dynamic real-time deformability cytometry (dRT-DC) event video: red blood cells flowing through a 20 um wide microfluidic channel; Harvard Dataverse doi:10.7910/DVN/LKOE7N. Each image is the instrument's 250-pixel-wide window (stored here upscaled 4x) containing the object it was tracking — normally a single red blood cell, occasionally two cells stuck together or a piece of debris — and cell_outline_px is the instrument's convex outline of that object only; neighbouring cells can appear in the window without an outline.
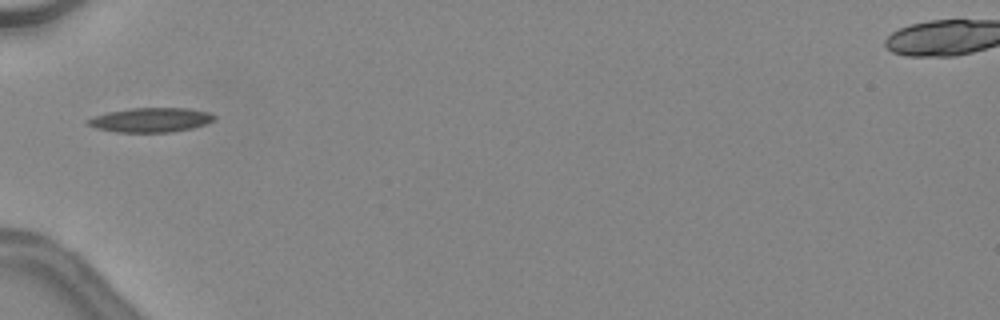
{"species": "common noctule bat (a hibernating species)", "species_latin": "Nyctalus noctula", "temperature_condition": "warm", "stored_images_in_passage": 30, "camera_frame_rate_fps": 3000, "um_per_image_px": 0.085, "animal": {"sex": "female", "body_mass_g": 24.6, "forearm_length_mm": 56.2}, "frame": {"image": 1, "passage_image": 1, "time_ms": 0.0, "image_size_px": [1000, 320], "cell_outline_px": [[216, 116], [208, 124], [192, 128], [172, 132], [116, 132], [96, 128], [88, 124], [84, 120], [92, 116], [108, 112], [132, 108], [188, 108], [208, 112]], "centroid_in_image_um": [12.8, 10.19], "position_along_channel_um": 72.2, "area_um2": 18.03}, "authors_computed_cell_mechanics": {"area_um2": 16.9643, "velocity_mm_per_s": 4.5527, "shape_relaxation_time_tau1_ms": 9.5432, "shape_relaxation_time_tau2_ms": 3.3489, "deformation_change_tau1": 0.2675, "deformation_change_tau2": 0.1125}}